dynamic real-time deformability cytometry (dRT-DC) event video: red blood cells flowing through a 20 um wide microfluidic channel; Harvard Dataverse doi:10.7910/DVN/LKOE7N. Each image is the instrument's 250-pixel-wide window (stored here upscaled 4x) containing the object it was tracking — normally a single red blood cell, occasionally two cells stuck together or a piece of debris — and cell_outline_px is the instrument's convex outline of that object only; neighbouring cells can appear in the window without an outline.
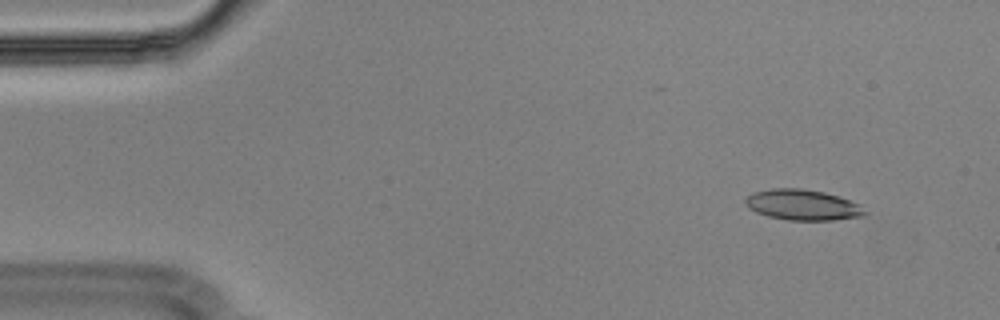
{"species": "Egyptian fruit bat (a non-hibernating species)", "species_latin": "Rousettus aegyptiacus", "temperature_condition": "cold", "stored_images_in_passage": 55, "camera_frame_rate_fps": 3000, "um_per_image_px": 0.085, "animal": {"sex": "male"}, "frame": {"image": 1, "passage_image": 5, "time_ms": 1.333, "image_size_px": [1000, 320], "cell_outline_px": [[868, 216], [832, 220], [788, 220], [768, 216], [756, 212], [748, 208], [744, 204], [744, 200], [752, 192], [772, 188], [800, 188], [824, 192], [840, 196], [860, 204], [868, 212]], "centroid_in_image_um": [68.26, 17.41], "position_along_channel_um": 16.7, "area_um2": 21.68}}
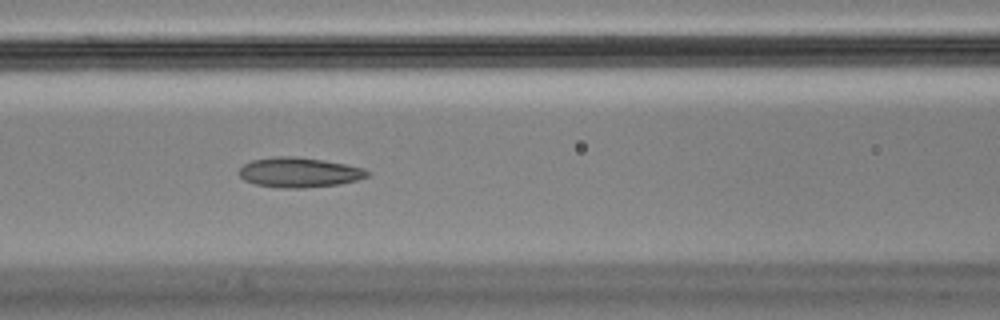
{"frame": {"image": 2, "passage_image": 23, "time_ms": 7.333, "image_size_px": [1000, 320], "cell_outline_px": [[368, 176], [356, 180], [340, 184], [304, 188], [280, 188], [256, 184], [244, 180], [240, 176], [240, 168], [244, 164], [252, 160], [276, 156], [292, 156], [320, 160], [344, 164], [364, 168], [368, 172]], "centroid_in_image_um": [25.41, 14.66], "position_along_channel_um": 141.2, "area_um2": 22.08}}
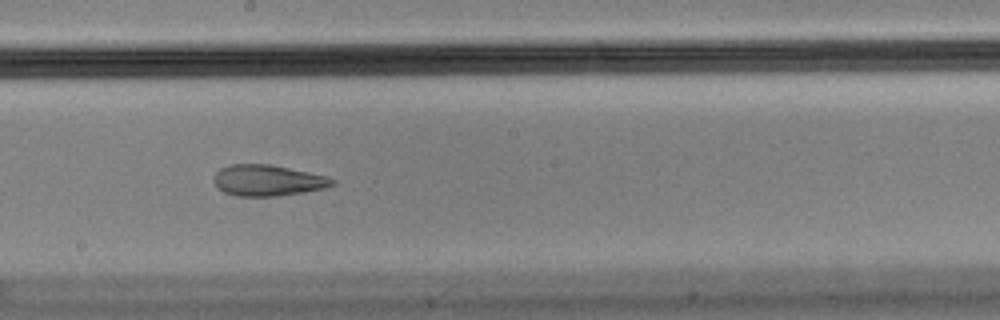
{"frame": {"image": 3, "passage_image": 30, "time_ms": 9.667, "image_size_px": [1000, 320], "cell_outline_px": [[336, 184], [324, 188], [304, 192], [280, 196], [236, 196], [224, 192], [216, 188], [212, 180], [216, 172], [220, 168], [232, 164], [272, 164], [308, 172], [324, 176], [336, 180]], "centroid_in_image_um": [22.72, 15.34], "position_along_channel_um": 225.5, "area_um2": 21.62}, "authors_computed_cell_mechanics": {"area_um2": 22.1374, "velocity_mm_per_s": 3.6212, "shape_relaxation_time_tau1_ms": null, "shape_relaxation_time_tau2_ms": 2.3926, "deformation_change_tau1": null, "deformation_change_tau2": 0.0908}}